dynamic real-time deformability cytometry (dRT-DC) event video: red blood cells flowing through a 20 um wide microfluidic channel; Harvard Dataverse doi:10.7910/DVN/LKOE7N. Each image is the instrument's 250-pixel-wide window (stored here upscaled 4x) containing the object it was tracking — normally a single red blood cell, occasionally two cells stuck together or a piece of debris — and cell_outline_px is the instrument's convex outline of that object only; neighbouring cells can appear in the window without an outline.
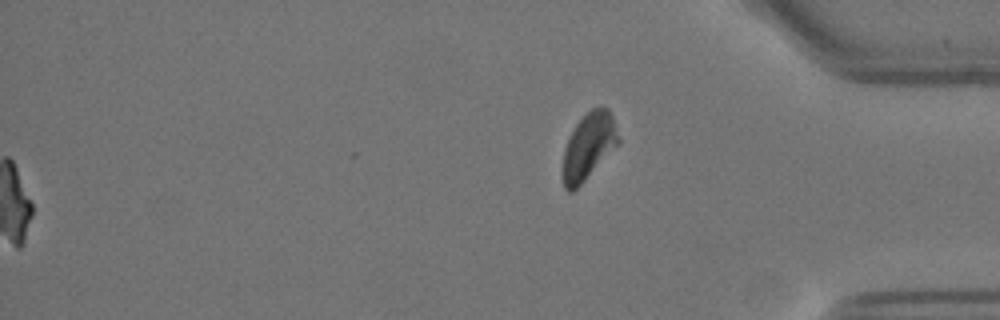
{"species": "Egyptian fruit bat (a non-hibernating species)", "species_latin": "Rousettus aegyptiacus", "temperature_condition": "warm", "stored_images_in_passage": 55, "camera_frame_rate_fps": 3000, "um_per_image_px": 0.085, "animal": {"sex": "female"}, "frame": {"image": 1, "passage_image": 55, "time_ms": 18.0, "image_size_px": [1000, 320], "cell_outline_px": [[620, 144], [572, 192], [568, 192], [564, 188], [560, 172], [560, 168], [564, 148], [576, 124], [592, 108], [608, 108], [612, 116], [620, 140]], "centroid_in_image_um": [50.0, 12.49], "position_along_channel_um": 385.2, "area_um2": 21.62}}